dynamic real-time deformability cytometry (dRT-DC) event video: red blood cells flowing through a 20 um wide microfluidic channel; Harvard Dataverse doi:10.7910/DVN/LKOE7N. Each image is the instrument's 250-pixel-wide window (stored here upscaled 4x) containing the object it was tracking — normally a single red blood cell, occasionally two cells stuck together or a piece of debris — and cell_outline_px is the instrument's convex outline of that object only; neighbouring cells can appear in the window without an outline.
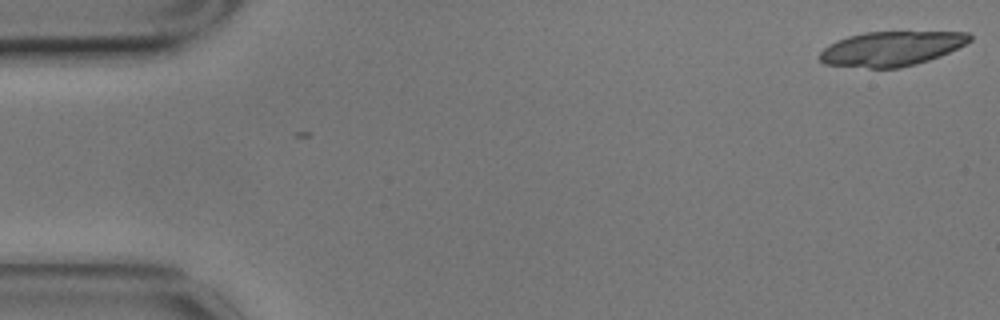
{"species": "common noctule bat (a hibernating species)", "species_latin": "Nyctalus noctula", "temperature_condition": "cold", "stored_images_in_passage": 2, "camera_frame_rate_fps": 3000, "um_per_image_px": 0.085, "animal": {"sex": "male", "body_mass_g": 17.9}, "frame": {"image": 1, "passage_image": 2, "time_ms": 0.333, "image_size_px": [1000, 320], "cell_outline_px": [[972, 40], [940, 56], [916, 64], [900, 68], [868, 68], [824, 64], [820, 60], [820, 52], [824, 48], [836, 40], [848, 36], [864, 32], [968, 32], [972, 36]], "centroid_in_image_um": [75.75, 4.13], "position_along_channel_um": 9.3, "area_um2": 30.11}}